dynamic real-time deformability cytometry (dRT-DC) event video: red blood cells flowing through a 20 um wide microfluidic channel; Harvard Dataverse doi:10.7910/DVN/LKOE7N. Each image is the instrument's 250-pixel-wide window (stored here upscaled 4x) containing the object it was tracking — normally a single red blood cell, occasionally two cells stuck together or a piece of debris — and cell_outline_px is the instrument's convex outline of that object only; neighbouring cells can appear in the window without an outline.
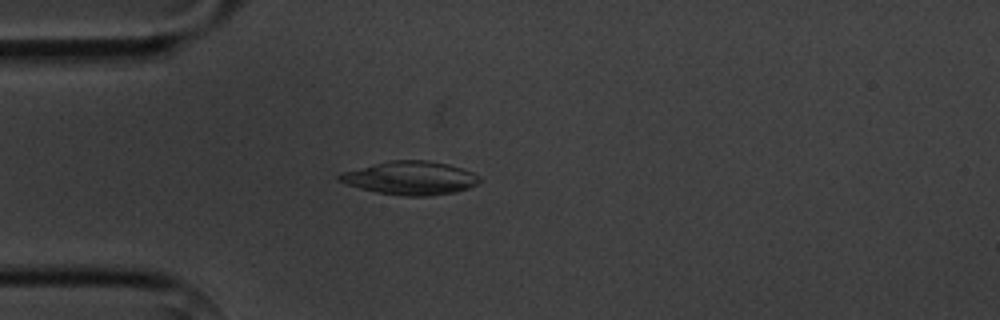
{"species": "common noctule bat (a hibernating species)", "species_latin": "Nyctalus noctula", "temperature_condition": "cold", "stored_images_in_passage": 3, "camera_frame_rate_fps": 3000, "um_per_image_px": 0.085, "animal": {"sex": "male", "body_mass_g": 20.1, "forearm_length_mm": 53.5}, "frame": {"image": 1, "passage_image": 3, "time_ms": 3.0, "image_size_px": [1000, 320], "cell_outline_px": [[484, 180], [468, 188], [456, 192], [428, 196], [404, 196], [376, 192], [360, 188], [336, 180], [336, 176], [340, 172], [392, 160], [424, 160], [448, 164], [472, 172], [480, 176]], "centroid_in_image_um": [34.88, 15.14], "position_along_channel_um": 50.1, "area_um2": 27.28}}